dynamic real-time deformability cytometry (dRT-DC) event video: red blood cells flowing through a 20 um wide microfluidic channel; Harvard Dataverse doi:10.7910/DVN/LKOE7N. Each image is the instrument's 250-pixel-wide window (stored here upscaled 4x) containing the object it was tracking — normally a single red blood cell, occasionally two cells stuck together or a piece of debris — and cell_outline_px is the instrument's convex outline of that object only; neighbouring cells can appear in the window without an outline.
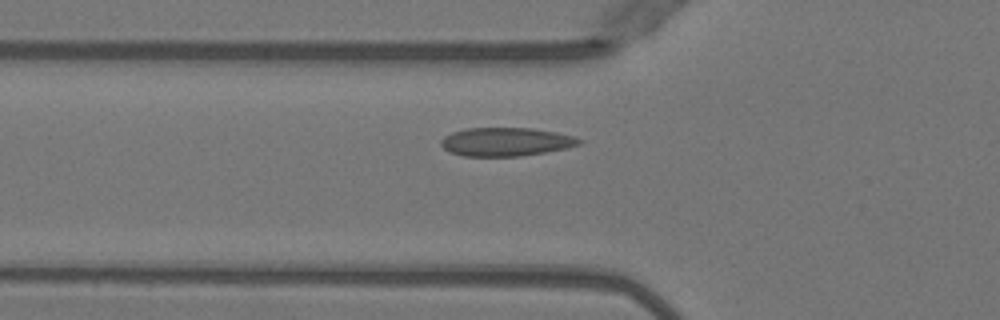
{"species": "Egyptian fruit bat (a non-hibernating species)", "species_latin": "Rousettus aegyptiacus", "temperature_condition": "warm", "stored_images_in_passage": 36, "camera_frame_rate_fps": 3000, "um_per_image_px": 0.085, "animal": {"sex": "female"}, "frame": {"image": 1, "passage_image": 7, "time_ms": 2.0, "image_size_px": [1000, 320], "cell_outline_px": [[584, 140], [580, 144], [564, 148], [544, 152], [520, 156], [464, 156], [452, 152], [444, 148], [440, 144], [440, 140], [444, 136], [452, 132], [468, 128], [532, 128], [556, 132], [572, 136]], "centroid_in_image_um": [42.99, 12.05], "position_along_channel_um": 82.8, "area_um2": 22.77}}
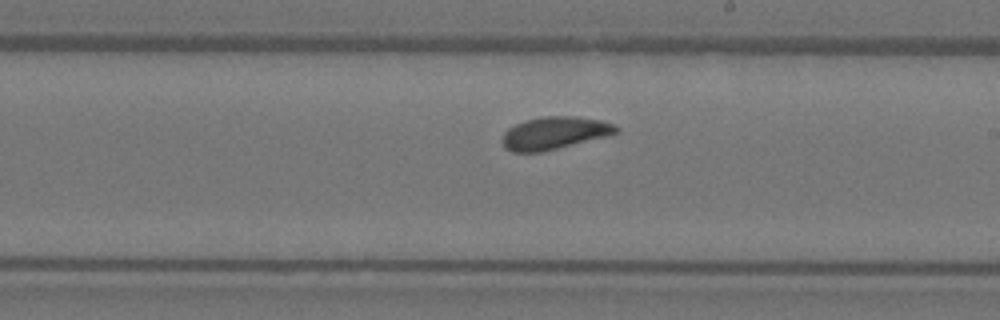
{"frame": {"image": 2, "passage_image": 19, "time_ms": 6.0, "image_size_px": [1000, 320], "cell_outline_px": [[620, 132], [544, 152], [512, 152], [504, 148], [504, 132], [508, 128], [524, 120], [544, 116], [576, 116], [600, 120], [612, 124], [620, 128]], "centroid_in_image_um": [47.13, 11.31], "position_along_channel_um": 241.9, "area_um2": 21.5}}
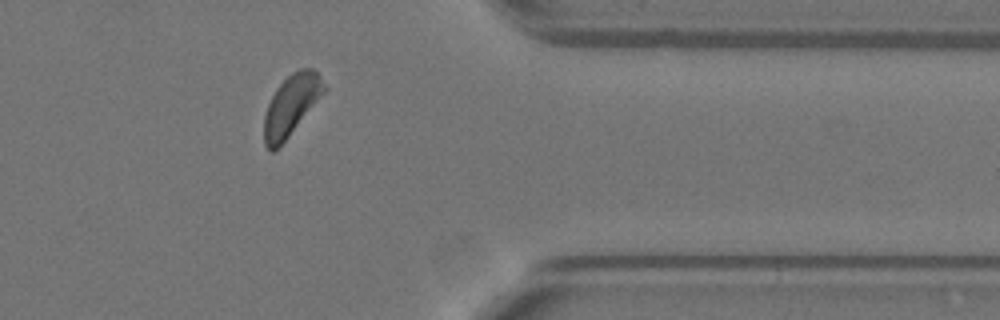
{"frame": {"image": 3, "passage_image": 31, "time_ms": 10.0, "image_size_px": [1000, 320], "cell_outline_px": [[328, 88], [288, 136], [272, 152], [264, 144], [264, 116], [268, 104], [276, 88], [292, 72], [300, 68], [312, 68], [316, 72]], "centroid_in_image_um": [24.75, 8.91], "position_along_channel_um": 386.7, "area_um2": 20.69}}